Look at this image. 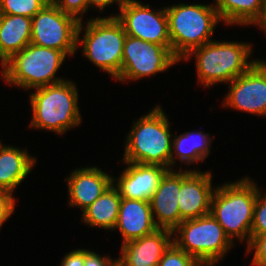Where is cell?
I'll return each instance as SVG.
<instances>
[{
    "instance_id": "1",
    "label": "cell",
    "mask_w": 266,
    "mask_h": 266,
    "mask_svg": "<svg viewBox=\"0 0 266 266\" xmlns=\"http://www.w3.org/2000/svg\"><path fill=\"white\" fill-rule=\"evenodd\" d=\"M249 177L218 186L212 196L210 213L233 242H251V226L258 187Z\"/></svg>"
},
{
    "instance_id": "2",
    "label": "cell",
    "mask_w": 266,
    "mask_h": 266,
    "mask_svg": "<svg viewBox=\"0 0 266 266\" xmlns=\"http://www.w3.org/2000/svg\"><path fill=\"white\" fill-rule=\"evenodd\" d=\"M125 144L124 162L159 165L171 169L172 134L160 106L133 123Z\"/></svg>"
},
{
    "instance_id": "3",
    "label": "cell",
    "mask_w": 266,
    "mask_h": 266,
    "mask_svg": "<svg viewBox=\"0 0 266 266\" xmlns=\"http://www.w3.org/2000/svg\"><path fill=\"white\" fill-rule=\"evenodd\" d=\"M252 46L244 42L211 41L191 50L183 59L196 58L198 81L209 88L217 83L232 82L258 60L249 62ZM248 60V61H247Z\"/></svg>"
},
{
    "instance_id": "4",
    "label": "cell",
    "mask_w": 266,
    "mask_h": 266,
    "mask_svg": "<svg viewBox=\"0 0 266 266\" xmlns=\"http://www.w3.org/2000/svg\"><path fill=\"white\" fill-rule=\"evenodd\" d=\"M76 85L68 80L36 88L30 94L33 112L30 127L63 134L79 126L81 115Z\"/></svg>"
},
{
    "instance_id": "5",
    "label": "cell",
    "mask_w": 266,
    "mask_h": 266,
    "mask_svg": "<svg viewBox=\"0 0 266 266\" xmlns=\"http://www.w3.org/2000/svg\"><path fill=\"white\" fill-rule=\"evenodd\" d=\"M168 19L171 51L179 59L194 48L208 42L214 27L222 21L213 5L179 4L165 7Z\"/></svg>"
},
{
    "instance_id": "6",
    "label": "cell",
    "mask_w": 266,
    "mask_h": 266,
    "mask_svg": "<svg viewBox=\"0 0 266 266\" xmlns=\"http://www.w3.org/2000/svg\"><path fill=\"white\" fill-rule=\"evenodd\" d=\"M89 20L85 26L86 31L82 41L79 38L84 25L79 22L77 47L81 43L86 58L117 79L121 72L123 48L127 34L116 17H97Z\"/></svg>"
},
{
    "instance_id": "7",
    "label": "cell",
    "mask_w": 266,
    "mask_h": 266,
    "mask_svg": "<svg viewBox=\"0 0 266 266\" xmlns=\"http://www.w3.org/2000/svg\"><path fill=\"white\" fill-rule=\"evenodd\" d=\"M66 56L60 50L30 43L7 61L2 77L6 83L23 89L57 84L65 80L55 75Z\"/></svg>"
},
{
    "instance_id": "8",
    "label": "cell",
    "mask_w": 266,
    "mask_h": 266,
    "mask_svg": "<svg viewBox=\"0 0 266 266\" xmlns=\"http://www.w3.org/2000/svg\"><path fill=\"white\" fill-rule=\"evenodd\" d=\"M176 232L179 235L173 238V243L205 266H213L223 259L234 244L211 213L183 220L173 231L175 236Z\"/></svg>"
},
{
    "instance_id": "9",
    "label": "cell",
    "mask_w": 266,
    "mask_h": 266,
    "mask_svg": "<svg viewBox=\"0 0 266 266\" xmlns=\"http://www.w3.org/2000/svg\"><path fill=\"white\" fill-rule=\"evenodd\" d=\"M31 20L30 43L60 50L68 56L75 54L79 22L74 17L64 14L50 1Z\"/></svg>"
},
{
    "instance_id": "10",
    "label": "cell",
    "mask_w": 266,
    "mask_h": 266,
    "mask_svg": "<svg viewBox=\"0 0 266 266\" xmlns=\"http://www.w3.org/2000/svg\"><path fill=\"white\" fill-rule=\"evenodd\" d=\"M180 60L173 52L162 45L149 43L127 35L117 80H138L142 77L164 72Z\"/></svg>"
},
{
    "instance_id": "11",
    "label": "cell",
    "mask_w": 266,
    "mask_h": 266,
    "mask_svg": "<svg viewBox=\"0 0 266 266\" xmlns=\"http://www.w3.org/2000/svg\"><path fill=\"white\" fill-rule=\"evenodd\" d=\"M119 9L120 14L113 17L122 24L127 35L171 50L165 7L161 10H151L149 4L124 0Z\"/></svg>"
},
{
    "instance_id": "12",
    "label": "cell",
    "mask_w": 266,
    "mask_h": 266,
    "mask_svg": "<svg viewBox=\"0 0 266 266\" xmlns=\"http://www.w3.org/2000/svg\"><path fill=\"white\" fill-rule=\"evenodd\" d=\"M228 88L224 107L266 116V66L260 60L230 82Z\"/></svg>"
},
{
    "instance_id": "13",
    "label": "cell",
    "mask_w": 266,
    "mask_h": 266,
    "mask_svg": "<svg viewBox=\"0 0 266 266\" xmlns=\"http://www.w3.org/2000/svg\"><path fill=\"white\" fill-rule=\"evenodd\" d=\"M212 175L210 172H200L181 169V186L178 197V207L183 220L194 219L210 214L213 196Z\"/></svg>"
},
{
    "instance_id": "14",
    "label": "cell",
    "mask_w": 266,
    "mask_h": 266,
    "mask_svg": "<svg viewBox=\"0 0 266 266\" xmlns=\"http://www.w3.org/2000/svg\"><path fill=\"white\" fill-rule=\"evenodd\" d=\"M129 166L120 178H113L121 198L149 201L169 168L142 163L124 162Z\"/></svg>"
},
{
    "instance_id": "15",
    "label": "cell",
    "mask_w": 266,
    "mask_h": 266,
    "mask_svg": "<svg viewBox=\"0 0 266 266\" xmlns=\"http://www.w3.org/2000/svg\"><path fill=\"white\" fill-rule=\"evenodd\" d=\"M173 232L158 228L151 234L122 243L118 266H157L173 243Z\"/></svg>"
},
{
    "instance_id": "16",
    "label": "cell",
    "mask_w": 266,
    "mask_h": 266,
    "mask_svg": "<svg viewBox=\"0 0 266 266\" xmlns=\"http://www.w3.org/2000/svg\"><path fill=\"white\" fill-rule=\"evenodd\" d=\"M180 186L181 169L178 172L169 169L149 200L155 224L160 229L173 232L183 221L178 207Z\"/></svg>"
},
{
    "instance_id": "17",
    "label": "cell",
    "mask_w": 266,
    "mask_h": 266,
    "mask_svg": "<svg viewBox=\"0 0 266 266\" xmlns=\"http://www.w3.org/2000/svg\"><path fill=\"white\" fill-rule=\"evenodd\" d=\"M69 205L84 211L114 182L113 177L97 167L76 169L68 178Z\"/></svg>"
},
{
    "instance_id": "18",
    "label": "cell",
    "mask_w": 266,
    "mask_h": 266,
    "mask_svg": "<svg viewBox=\"0 0 266 266\" xmlns=\"http://www.w3.org/2000/svg\"><path fill=\"white\" fill-rule=\"evenodd\" d=\"M116 228L123 237V243L156 231L158 227L153 218L150 202L122 198Z\"/></svg>"
},
{
    "instance_id": "19",
    "label": "cell",
    "mask_w": 266,
    "mask_h": 266,
    "mask_svg": "<svg viewBox=\"0 0 266 266\" xmlns=\"http://www.w3.org/2000/svg\"><path fill=\"white\" fill-rule=\"evenodd\" d=\"M36 159L27 150L0 142V190L12 192L29 175Z\"/></svg>"
},
{
    "instance_id": "20",
    "label": "cell",
    "mask_w": 266,
    "mask_h": 266,
    "mask_svg": "<svg viewBox=\"0 0 266 266\" xmlns=\"http://www.w3.org/2000/svg\"><path fill=\"white\" fill-rule=\"evenodd\" d=\"M32 20L21 15L0 14V53L8 61L31 42Z\"/></svg>"
},
{
    "instance_id": "21",
    "label": "cell",
    "mask_w": 266,
    "mask_h": 266,
    "mask_svg": "<svg viewBox=\"0 0 266 266\" xmlns=\"http://www.w3.org/2000/svg\"><path fill=\"white\" fill-rule=\"evenodd\" d=\"M121 195L114 183L82 212V222L114 230L119 214Z\"/></svg>"
},
{
    "instance_id": "22",
    "label": "cell",
    "mask_w": 266,
    "mask_h": 266,
    "mask_svg": "<svg viewBox=\"0 0 266 266\" xmlns=\"http://www.w3.org/2000/svg\"><path fill=\"white\" fill-rule=\"evenodd\" d=\"M210 134L204 132H186L179 136L174 135L172 139V155L171 166L176 163V156L181 163L192 164L199 161H204L210 153V143L213 137L209 138ZM175 153H174V152ZM174 153V154H173Z\"/></svg>"
},
{
    "instance_id": "23",
    "label": "cell",
    "mask_w": 266,
    "mask_h": 266,
    "mask_svg": "<svg viewBox=\"0 0 266 266\" xmlns=\"http://www.w3.org/2000/svg\"><path fill=\"white\" fill-rule=\"evenodd\" d=\"M213 5L227 25L254 24L263 11L264 0H215Z\"/></svg>"
},
{
    "instance_id": "24",
    "label": "cell",
    "mask_w": 266,
    "mask_h": 266,
    "mask_svg": "<svg viewBox=\"0 0 266 266\" xmlns=\"http://www.w3.org/2000/svg\"><path fill=\"white\" fill-rule=\"evenodd\" d=\"M51 0H0V14L33 18Z\"/></svg>"
},
{
    "instance_id": "25",
    "label": "cell",
    "mask_w": 266,
    "mask_h": 266,
    "mask_svg": "<svg viewBox=\"0 0 266 266\" xmlns=\"http://www.w3.org/2000/svg\"><path fill=\"white\" fill-rule=\"evenodd\" d=\"M157 266H205L200 260L187 254L172 243L164 252Z\"/></svg>"
},
{
    "instance_id": "26",
    "label": "cell",
    "mask_w": 266,
    "mask_h": 266,
    "mask_svg": "<svg viewBox=\"0 0 266 266\" xmlns=\"http://www.w3.org/2000/svg\"><path fill=\"white\" fill-rule=\"evenodd\" d=\"M264 234H266V194L263 196L260 193V189H258L251 226V236Z\"/></svg>"
},
{
    "instance_id": "27",
    "label": "cell",
    "mask_w": 266,
    "mask_h": 266,
    "mask_svg": "<svg viewBox=\"0 0 266 266\" xmlns=\"http://www.w3.org/2000/svg\"><path fill=\"white\" fill-rule=\"evenodd\" d=\"M64 14L82 22V14L88 10L87 0H51Z\"/></svg>"
},
{
    "instance_id": "28",
    "label": "cell",
    "mask_w": 266,
    "mask_h": 266,
    "mask_svg": "<svg viewBox=\"0 0 266 266\" xmlns=\"http://www.w3.org/2000/svg\"><path fill=\"white\" fill-rule=\"evenodd\" d=\"M255 250L252 266H266V234L251 236V242L247 245V252Z\"/></svg>"
},
{
    "instance_id": "29",
    "label": "cell",
    "mask_w": 266,
    "mask_h": 266,
    "mask_svg": "<svg viewBox=\"0 0 266 266\" xmlns=\"http://www.w3.org/2000/svg\"><path fill=\"white\" fill-rule=\"evenodd\" d=\"M12 192L0 190V229L15 210V198Z\"/></svg>"
},
{
    "instance_id": "30",
    "label": "cell",
    "mask_w": 266,
    "mask_h": 266,
    "mask_svg": "<svg viewBox=\"0 0 266 266\" xmlns=\"http://www.w3.org/2000/svg\"><path fill=\"white\" fill-rule=\"evenodd\" d=\"M117 259L112 260L109 256L101 257L99 254L84 249V266H116Z\"/></svg>"
},
{
    "instance_id": "31",
    "label": "cell",
    "mask_w": 266,
    "mask_h": 266,
    "mask_svg": "<svg viewBox=\"0 0 266 266\" xmlns=\"http://www.w3.org/2000/svg\"><path fill=\"white\" fill-rule=\"evenodd\" d=\"M61 266H84V249L73 250L66 254Z\"/></svg>"
},
{
    "instance_id": "32",
    "label": "cell",
    "mask_w": 266,
    "mask_h": 266,
    "mask_svg": "<svg viewBox=\"0 0 266 266\" xmlns=\"http://www.w3.org/2000/svg\"><path fill=\"white\" fill-rule=\"evenodd\" d=\"M87 2H88V8L95 6V8H99L100 11L104 10L105 7H108L110 4H113L114 2L118 3L119 8L123 4V0H87Z\"/></svg>"
},
{
    "instance_id": "33",
    "label": "cell",
    "mask_w": 266,
    "mask_h": 266,
    "mask_svg": "<svg viewBox=\"0 0 266 266\" xmlns=\"http://www.w3.org/2000/svg\"><path fill=\"white\" fill-rule=\"evenodd\" d=\"M253 25H258L259 28H262V30L266 34V0H264L263 11H262L261 17Z\"/></svg>"
},
{
    "instance_id": "34",
    "label": "cell",
    "mask_w": 266,
    "mask_h": 266,
    "mask_svg": "<svg viewBox=\"0 0 266 266\" xmlns=\"http://www.w3.org/2000/svg\"><path fill=\"white\" fill-rule=\"evenodd\" d=\"M0 61L2 64V68H3L2 72H3L5 70L6 65H7V60L1 55V53H0Z\"/></svg>"
},
{
    "instance_id": "35",
    "label": "cell",
    "mask_w": 266,
    "mask_h": 266,
    "mask_svg": "<svg viewBox=\"0 0 266 266\" xmlns=\"http://www.w3.org/2000/svg\"><path fill=\"white\" fill-rule=\"evenodd\" d=\"M265 66H266V61L264 62L263 60H260Z\"/></svg>"
}]
</instances>
